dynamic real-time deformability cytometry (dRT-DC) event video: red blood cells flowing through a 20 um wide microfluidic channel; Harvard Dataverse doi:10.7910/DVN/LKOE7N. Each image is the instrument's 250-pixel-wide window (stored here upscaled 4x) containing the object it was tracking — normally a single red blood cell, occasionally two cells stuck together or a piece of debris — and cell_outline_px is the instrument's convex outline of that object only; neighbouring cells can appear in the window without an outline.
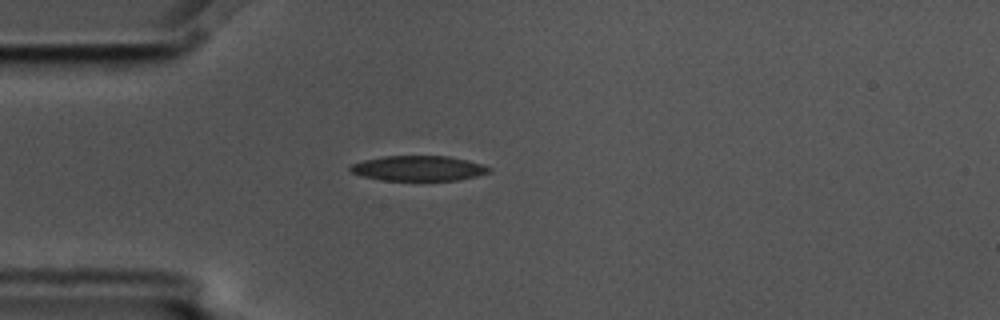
{"species": "common noctule bat (a hibernating species)", "species_latin": "Nyctalus noctula", "temperature_condition": "cold", "stored_images_in_passage": 2, "camera_frame_rate_fps": 3000, "um_per_image_px": 0.085, "animal": {"sex": "male", "body_mass_g": 17.5, "forearm_length_mm": 52.3}, "frame": {"image": 1, "passage_image": 1, "time_ms": 0.0, "image_size_px": [1000, 320], "cell_outline_px": [[492, 172], [476, 176], [456, 180], [380, 180], [364, 176], [352, 172], [348, 168], [352, 164], [364, 160], [384, 156], [448, 156], [468, 160], [492, 168]], "centroid_in_image_um": [35.59, 14.3], "position_along_channel_um": 49.4, "area_um2": 20.17}}